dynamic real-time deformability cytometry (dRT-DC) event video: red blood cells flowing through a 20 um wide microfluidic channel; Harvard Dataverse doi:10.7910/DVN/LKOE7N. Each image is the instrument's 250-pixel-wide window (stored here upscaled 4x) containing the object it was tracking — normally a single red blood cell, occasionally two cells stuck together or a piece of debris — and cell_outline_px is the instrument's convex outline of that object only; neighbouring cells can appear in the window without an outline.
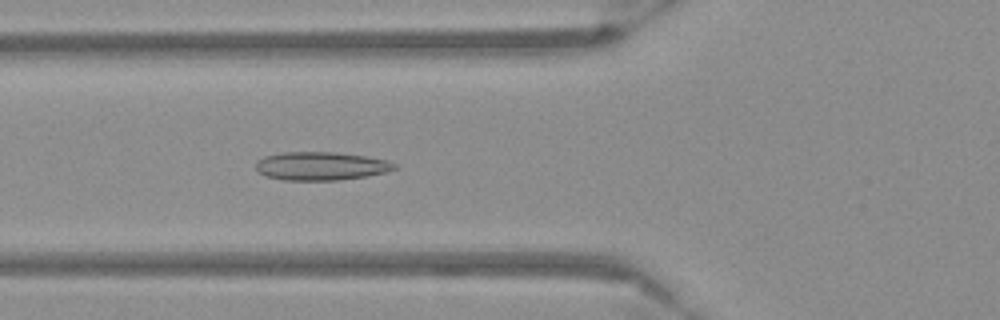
{"species": "Egyptian fruit bat (a non-hibernating species)", "species_latin": "Rousettus aegyptiacus", "temperature_condition": "warm", "stored_images_in_passage": 54, "camera_frame_rate_fps": 3000, "um_per_image_px": 0.085, "frame": {"image": 1, "passage_image": 20, "time_ms": 6.333, "image_size_px": [1000, 320], "cell_outline_px": [[396, 168], [384, 172], [364, 176], [336, 180], [284, 180], [264, 176], [256, 168], [256, 160], [264, 156], [284, 152], [336, 152], [364, 156], [388, 160], [396, 164]], "centroid_in_image_um": [27.23, 14.1], "position_along_channel_um": 98.6, "area_um2": 22.77}}
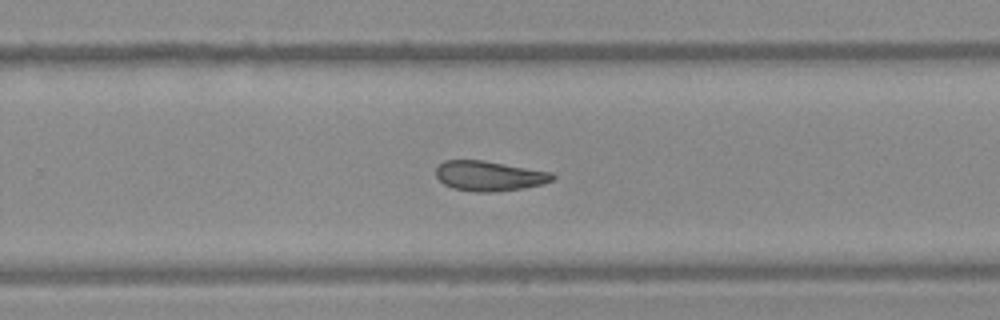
{"frame": {"image": 2, "passage_image": 35, "time_ms": 11.333, "image_size_px": [1000, 320], "cell_outline_px": [[556, 176], [552, 180], [544, 184], [524, 188], [492, 192], [476, 192], [452, 188], [444, 184], [436, 176], [436, 168], [444, 160], [484, 160], [552, 172]], "centroid_in_image_um": [41.6, 14.95], "position_along_channel_um": 288.2, "area_um2": 20.46}}
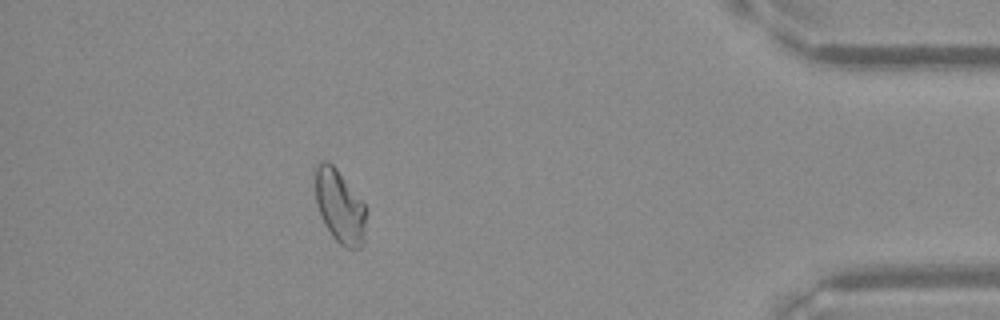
{"frame": {"image": 3, "passage_image": 48, "time_ms": 15.667, "image_size_px": [1000, 320], "cell_outline_px": [[364, 244], [360, 248], [348, 248], [340, 244], [332, 236], [316, 204], [316, 164], [324, 160], [328, 160], [336, 168], [364, 204]], "centroid_in_image_um": [28.87, 17.54], "position_along_channel_um": 406.3, "area_um2": 21.04}}